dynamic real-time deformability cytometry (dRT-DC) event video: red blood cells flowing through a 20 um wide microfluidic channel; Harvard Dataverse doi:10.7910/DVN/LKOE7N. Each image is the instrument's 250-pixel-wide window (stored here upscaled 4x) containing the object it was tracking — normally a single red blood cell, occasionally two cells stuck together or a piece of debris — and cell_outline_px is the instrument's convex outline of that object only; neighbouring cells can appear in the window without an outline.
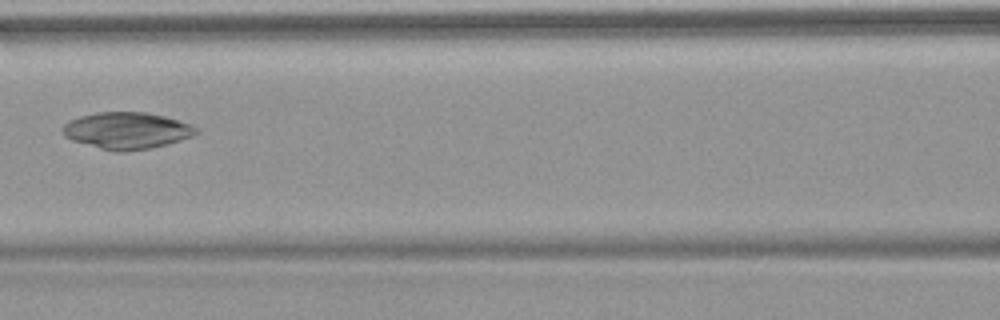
{"species": "common noctule bat (a hibernating species)", "species_latin": "Nyctalus noctula", "temperature_condition": "warm", "stored_images_in_passage": 7, "camera_frame_rate_fps": 3000, "um_per_image_px": 0.085, "animal": {"sex": "female", "body_mass_g": 18.4}, "frame": {"image": 1, "passage_image": 6, "time_ms": 6.0, "image_size_px": [1000, 320], "cell_outline_px": [[200, 132], [192, 136], [168, 144], [152, 148], [124, 152], [116, 152], [100, 148], [72, 140], [64, 136], [64, 124], [80, 116], [96, 112], [144, 112], [164, 116], [192, 124], [200, 128]], "centroid_in_image_um": [10.84, 11.1], "position_along_channel_um": 155.8, "area_um2": 28.55}}
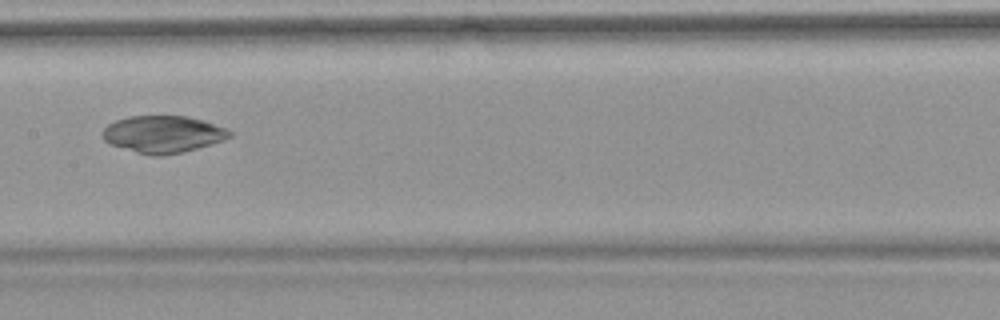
{"frame": {"image": 2, "passage_image": 7, "time_ms": 7.0, "image_size_px": [1000, 320], "cell_outline_px": [[232, 136], [224, 140], [184, 152], [160, 156], [152, 156], [136, 152], [112, 144], [104, 140], [100, 132], [108, 124], [116, 120], [128, 116], [188, 116], [204, 120], [228, 128], [232, 132]], "centroid_in_image_um": [13.88, 11.4], "position_along_channel_um": 193.5, "area_um2": 27.63}}